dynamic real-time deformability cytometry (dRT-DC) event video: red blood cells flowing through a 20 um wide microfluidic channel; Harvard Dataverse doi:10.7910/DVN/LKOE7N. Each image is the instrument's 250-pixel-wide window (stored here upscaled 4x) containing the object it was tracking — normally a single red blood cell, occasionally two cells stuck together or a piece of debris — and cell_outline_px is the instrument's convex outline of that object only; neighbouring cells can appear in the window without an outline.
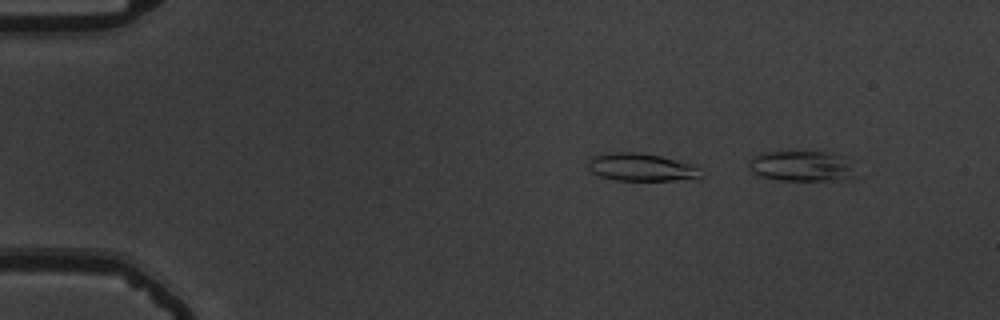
{"species": "common noctule bat (a hibernating species)", "species_latin": "Nyctalus noctula", "temperature_condition": "warm", "stored_images_in_passage": 2, "camera_frame_rate_fps": 3000, "um_per_image_px": 0.085, "animal": {"sex": "male", "body_mass_g": 19.5, "forearm_length_mm": 54.6}, "frame": {"image": 1, "passage_image": 2, "time_ms": 0.333, "image_size_px": [1000, 320], "cell_outline_px": [[852, 176], [848, 180], [776, 180], [752, 172], [748, 168], [748, 160], [764, 152], [828, 152], [840, 156], [848, 168]], "centroid_in_image_um": [68.0, 14.13], "position_along_channel_um": 17.0, "area_um2": 18.21}}